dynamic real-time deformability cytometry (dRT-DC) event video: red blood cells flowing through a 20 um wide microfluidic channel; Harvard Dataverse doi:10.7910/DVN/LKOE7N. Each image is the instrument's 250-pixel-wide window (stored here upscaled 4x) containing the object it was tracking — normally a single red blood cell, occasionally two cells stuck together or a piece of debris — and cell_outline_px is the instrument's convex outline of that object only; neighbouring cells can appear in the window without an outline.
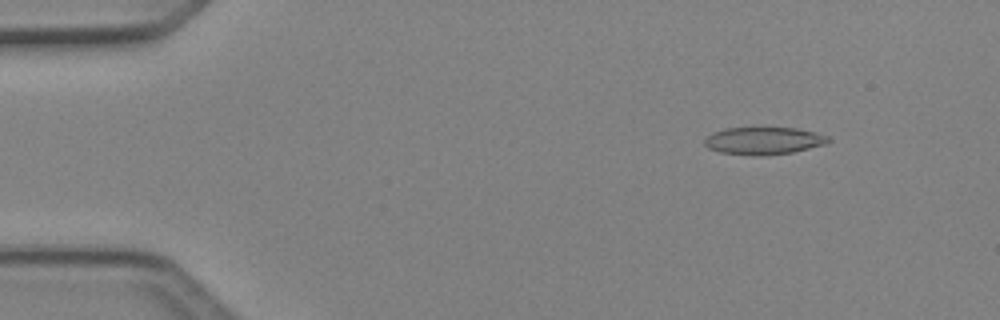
{"species": "Egyptian fruit bat (a non-hibernating species)", "species_latin": "Rousettus aegyptiacus", "temperature_condition": "cold", "stored_images_in_passage": 2, "camera_frame_rate_fps": 3000, "um_per_image_px": 0.085, "animal": {"sex": "female"}, "frame": {"image": 1, "passage_image": 2, "time_ms": 0.333, "image_size_px": [1000, 320], "cell_outline_px": [[832, 140], [828, 144], [792, 152], [764, 156], [756, 156], [720, 152], [708, 148], [704, 144], [704, 140], [712, 132], [724, 128], [796, 128], [828, 136]], "centroid_in_image_um": [64.91, 11.97], "position_along_channel_um": 20.1, "area_um2": 19.83}}